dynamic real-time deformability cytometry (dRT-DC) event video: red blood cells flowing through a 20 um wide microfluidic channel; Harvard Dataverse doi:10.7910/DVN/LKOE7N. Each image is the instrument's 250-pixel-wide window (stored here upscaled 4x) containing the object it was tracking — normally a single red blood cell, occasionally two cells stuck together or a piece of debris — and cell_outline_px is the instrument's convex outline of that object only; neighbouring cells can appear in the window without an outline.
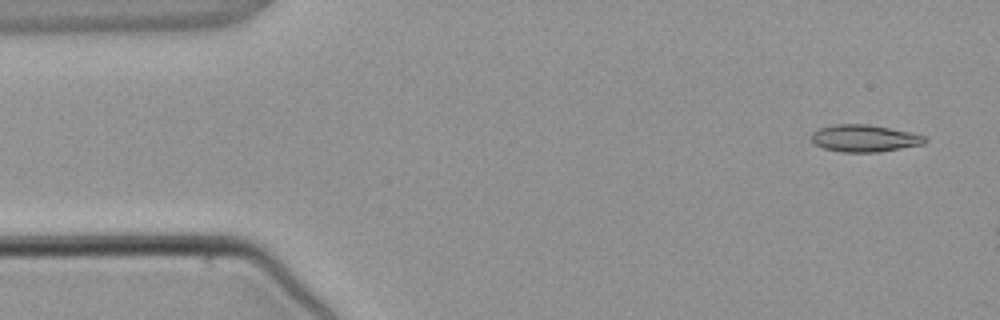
{"species": "common noctule bat (a hibernating species)", "species_latin": "Nyctalus noctula", "temperature_condition": "warm", "stored_images_in_passage": 3, "camera_frame_rate_fps": 3000, "um_per_image_px": 0.085, "animal": {"sex": "male", "body_mass_g": 21.5, "forearm_length_mm": 52.0}, "frame": {"image": 1, "passage_image": 1, "time_ms": 0.0, "image_size_px": [1000, 320], "cell_outline_px": [[928, 140], [924, 144], [880, 152], [840, 152], [824, 148], [812, 144], [808, 136], [812, 132], [820, 128], [832, 124], [868, 124], [908, 132], [924, 136]], "centroid_in_image_um": [73.4, 11.76], "position_along_channel_um": 11.6, "area_um2": 18.09}}